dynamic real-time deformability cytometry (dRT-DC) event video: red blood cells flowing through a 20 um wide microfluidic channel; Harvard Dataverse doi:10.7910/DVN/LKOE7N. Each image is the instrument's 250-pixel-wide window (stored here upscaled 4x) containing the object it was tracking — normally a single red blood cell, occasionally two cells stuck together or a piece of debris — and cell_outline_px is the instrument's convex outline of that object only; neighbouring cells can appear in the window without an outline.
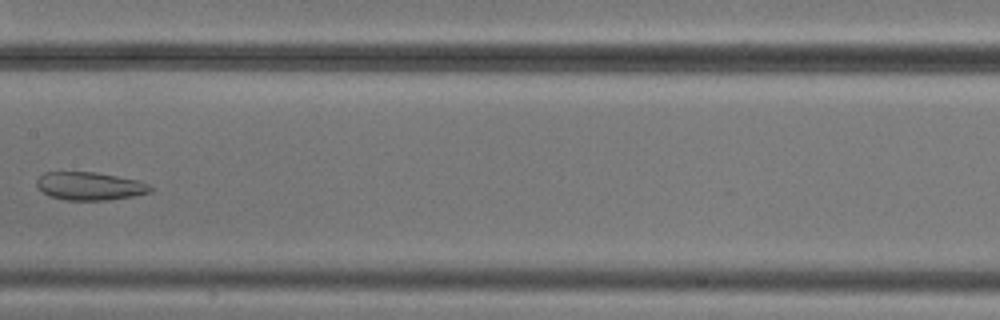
{"species": "common noctule bat (a hibernating species)", "species_latin": "Nyctalus noctula", "temperature_condition": "cold", "stored_images_in_passage": 9, "camera_frame_rate_fps": 3000, "um_per_image_px": 0.085, "animal": {"sex": "male", "body_mass_g": 20.5, "forearm_length_mm": 52.5}, "frame": {"image": 1, "passage_image": 8, "time_ms": 8.333, "image_size_px": [1000, 320], "cell_outline_px": [[152, 192], [132, 196], [108, 200], [64, 200], [48, 196], [36, 184], [36, 180], [44, 172], [92, 172], [116, 176], [136, 180], [148, 184], [152, 188]], "centroid_in_image_um": [7.61, 15.82], "position_along_channel_um": 199.8, "area_um2": 18.44}}